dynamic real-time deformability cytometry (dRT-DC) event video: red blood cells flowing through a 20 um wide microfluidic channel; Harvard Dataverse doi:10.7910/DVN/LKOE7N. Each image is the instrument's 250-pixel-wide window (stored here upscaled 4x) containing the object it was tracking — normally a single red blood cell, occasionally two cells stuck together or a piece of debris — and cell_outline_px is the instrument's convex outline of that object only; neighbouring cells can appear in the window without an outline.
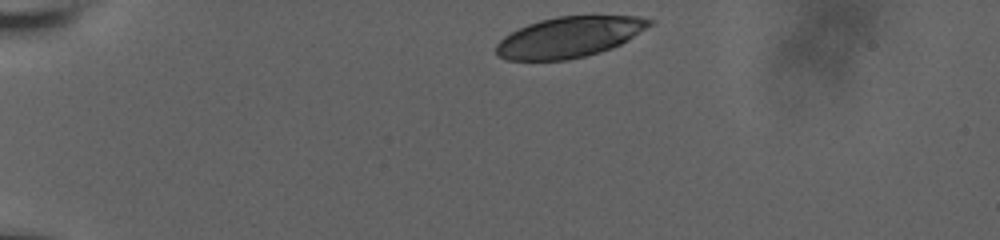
{"species": "human", "species_latin": "Homo sapiens", "temperature_condition": "room temperature", "stored_images_in_passage": 6, "camera_frame_rate_fps": 3000, "um_per_image_px": 0.085, "donor": {"sex": "male"}, "frame": {"image": 1, "passage_image": 1, "time_ms": 0.0, "image_size_px": [1000, 240], "cell_outline_px": [[652, 24], [628, 40], [612, 48], [600, 52], [568, 60], [508, 60], [496, 56], [496, 44], [504, 36], [528, 24], [540, 20], [556, 16], [640, 16], [652, 20]], "centroid_in_image_um": [48.37, 3.16], "position_along_channel_um": 36.6, "area_um2": 36.18}}
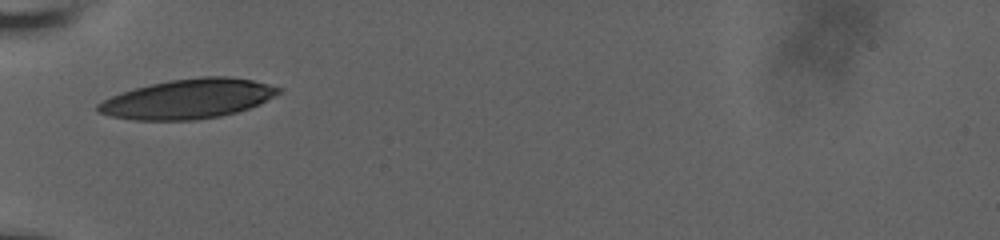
{"frame": {"image": 2, "passage_image": 4, "time_ms": 2.667, "image_size_px": [1000, 240], "cell_outline_px": [[284, 88], [276, 96], [260, 104], [236, 112], [220, 116], [196, 120], [136, 120], [112, 116], [96, 112], [96, 104], [120, 92], [168, 80], [204, 76], [228, 76], [252, 80]], "centroid_in_image_um": [16.01, 8.4], "position_along_channel_um": 69.0, "area_um2": 41.67}}
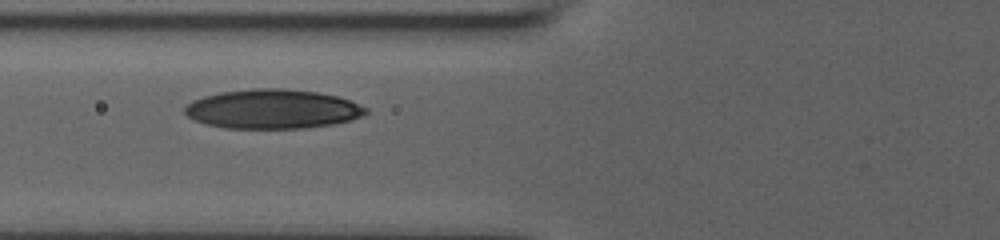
{"frame": {"image": 3, "passage_image": 5, "time_ms": 3.667, "image_size_px": [1000, 240], "cell_outline_px": [[368, 112], [364, 116], [352, 120], [332, 124], [304, 128], [224, 128], [208, 124], [196, 120], [188, 116], [184, 112], [184, 108], [192, 100], [204, 96], [220, 92], [252, 88], [284, 88], [316, 92], [336, 96], [348, 100], [368, 108]], "centroid_in_image_um": [23.18, 9.26], "position_along_channel_um": 102.6, "area_um2": 41.44}}